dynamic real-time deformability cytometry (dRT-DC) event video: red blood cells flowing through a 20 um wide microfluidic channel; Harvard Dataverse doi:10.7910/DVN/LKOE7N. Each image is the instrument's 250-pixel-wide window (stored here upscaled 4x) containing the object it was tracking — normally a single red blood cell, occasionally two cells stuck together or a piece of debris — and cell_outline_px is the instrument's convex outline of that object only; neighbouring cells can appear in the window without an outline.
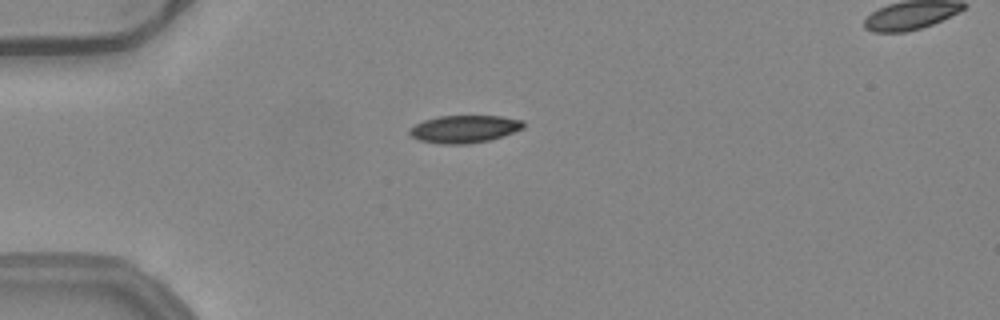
{"species": "common noctule bat (a hibernating species)", "species_latin": "Nyctalus noctula", "temperature_condition": "warm", "stored_images_in_passage": 32, "camera_frame_rate_fps": 3000, "um_per_image_px": 0.085, "animal": {"sex": "female", "body_mass_g": 24.6, "forearm_length_mm": 56.2}, "frame": {"image": 1, "passage_image": 3, "time_ms": 0.667, "image_size_px": [1000, 320], "cell_outline_px": [[524, 128], [488, 140], [468, 144], [440, 144], [420, 140], [412, 136], [408, 132], [416, 124], [424, 120], [436, 116], [500, 116], [524, 120]], "centroid_in_image_um": [39.47, 10.96], "position_along_channel_um": 45.5, "area_um2": 18.09}}
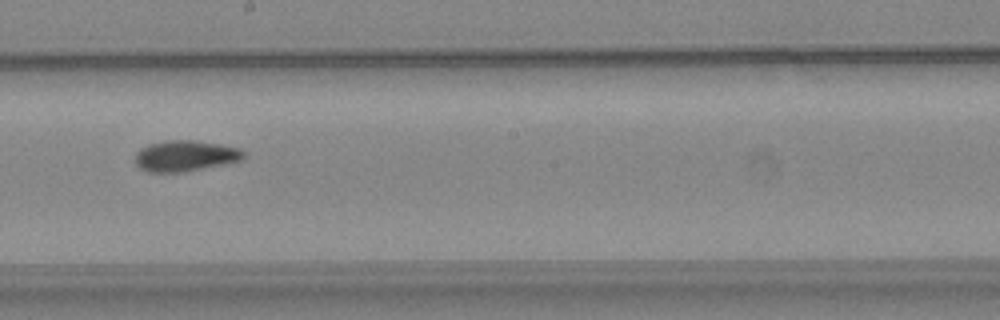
{"frame": {"image": 2, "passage_image": 19, "time_ms": 6.0, "image_size_px": [1000, 320], "cell_outline_px": [[244, 156], [240, 160], [228, 164], [184, 172], [148, 172], [140, 168], [136, 164], [136, 152], [140, 148], [148, 144], [168, 140], [196, 140], [220, 144], [240, 148], [244, 152]], "centroid_in_image_um": [15.75, 13.25], "position_along_channel_um": 232.4, "area_um2": 19.71}}
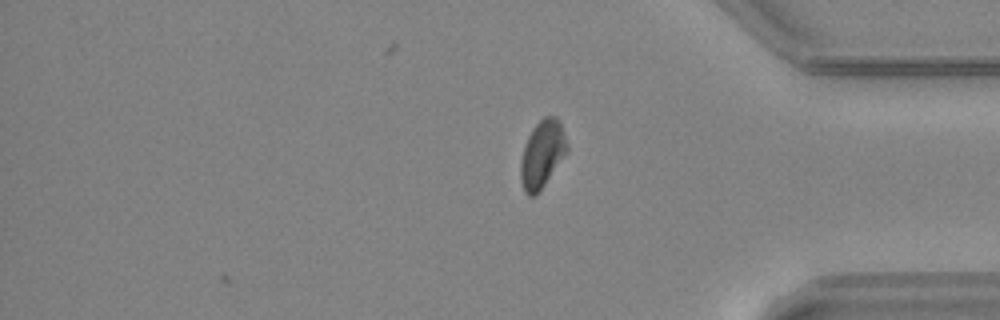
{"frame": {"image": 3, "passage_image": 32, "time_ms": 10.333, "image_size_px": [1000, 320], "cell_outline_px": [[568, 152], [536, 196], [528, 196], [524, 192], [520, 180], [520, 160], [524, 144], [532, 128], [544, 116], [556, 116], [560, 120], [568, 144]], "centroid_in_image_um": [46.08, 13.1], "position_along_channel_um": 389.1, "area_um2": 18.61}, "authors_computed_cell_mechanics": {"area_um2": 18.9584, "velocity_mm_per_s": 3.9736, "shape_relaxation_time_tau1_ms": null, "shape_relaxation_time_tau2_ms": 3.3816, "deformation_change_tau1": null, "deformation_change_tau2": 0.0671}}